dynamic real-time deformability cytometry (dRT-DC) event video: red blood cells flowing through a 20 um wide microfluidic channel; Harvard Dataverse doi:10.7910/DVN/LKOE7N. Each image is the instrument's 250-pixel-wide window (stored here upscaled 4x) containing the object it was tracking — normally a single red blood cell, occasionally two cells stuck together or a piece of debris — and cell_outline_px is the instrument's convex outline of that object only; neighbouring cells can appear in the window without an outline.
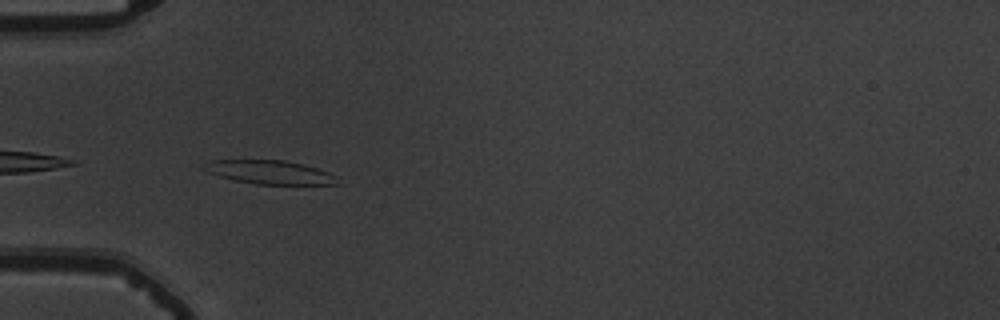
{"species": "common noctule bat (a hibernating species)", "species_latin": "Nyctalus noctula", "temperature_condition": "warm", "stored_images_in_passage": 10, "camera_frame_rate_fps": 3000, "um_per_image_px": 0.085, "animal": {"sex": "male", "body_mass_g": 19.5, "forearm_length_mm": 54.6}, "frame": {"image": 1, "passage_image": 2, "time_ms": 0.333, "image_size_px": [1000, 320], "cell_outline_px": [[340, 184], [256, 184], [232, 180], [208, 172], [200, 168], [212, 160], [284, 160], [316, 168], [328, 172], [336, 176]], "centroid_in_image_um": [22.91, 14.64], "position_along_channel_um": 62.1, "area_um2": 18.21}}
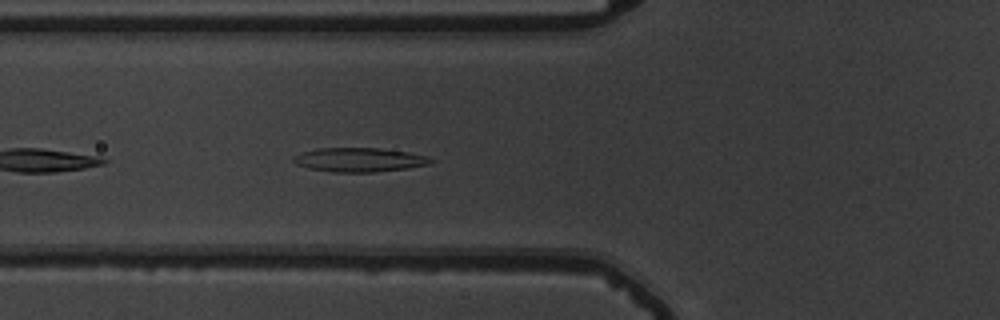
{"frame": {"image": 2, "passage_image": 5, "time_ms": 1.333, "image_size_px": [1000, 320], "cell_outline_px": [[432, 160], [428, 164], [408, 168], [372, 172], [332, 172], [308, 168], [296, 164], [292, 160], [292, 156], [316, 148], [380, 148], [408, 152], [428, 156]], "centroid_in_image_um": [30.5, 13.58], "position_along_channel_um": 95.3, "area_um2": 19.19}}